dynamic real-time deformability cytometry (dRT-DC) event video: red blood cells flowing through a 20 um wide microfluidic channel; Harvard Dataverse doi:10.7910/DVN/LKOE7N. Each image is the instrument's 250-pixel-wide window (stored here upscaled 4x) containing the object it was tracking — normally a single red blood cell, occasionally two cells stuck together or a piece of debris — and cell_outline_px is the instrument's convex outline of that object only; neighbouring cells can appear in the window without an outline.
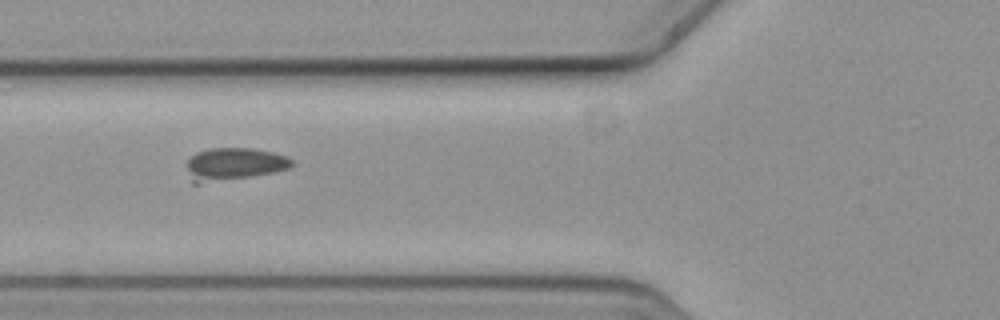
{"species": "common noctule bat (a hibernating species)", "species_latin": "Nyctalus noctula", "temperature_condition": "cold", "stored_images_in_passage": 6, "camera_frame_rate_fps": 3000, "um_per_image_px": 0.085, "animal": {"sex": "female", "body_mass_g": 19.3, "forearm_length_mm": 54.1}, "frame": {"image": 1, "passage_image": 4, "time_ms": 1.0, "image_size_px": [1000, 320], "cell_outline_px": [[292, 168], [272, 172], [248, 176], [196, 184], [192, 184], [188, 168], [188, 160], [196, 152], [208, 148], [252, 148], [272, 152], [288, 156], [292, 160]], "centroid_in_image_um": [19.89, 13.93], "position_along_channel_um": 105.9, "area_um2": 19.65}}
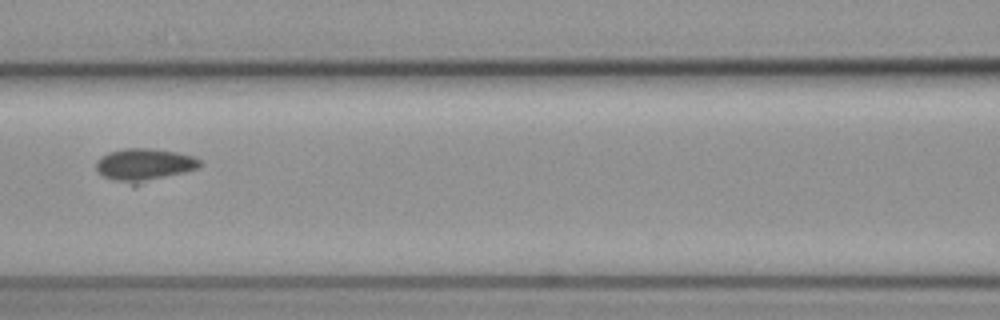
{"frame": {"image": 2, "passage_image": 5, "time_ms": 1.333, "image_size_px": [1000, 320], "cell_outline_px": [[204, 164], [200, 168], [188, 172], [132, 188], [104, 176], [96, 172], [96, 160], [100, 156], [108, 152], [124, 148], [152, 148], [176, 152], [192, 156], [200, 160]], "centroid_in_image_um": [12.27, 14.06], "position_along_channel_um": 154.3, "area_um2": 20.87}}
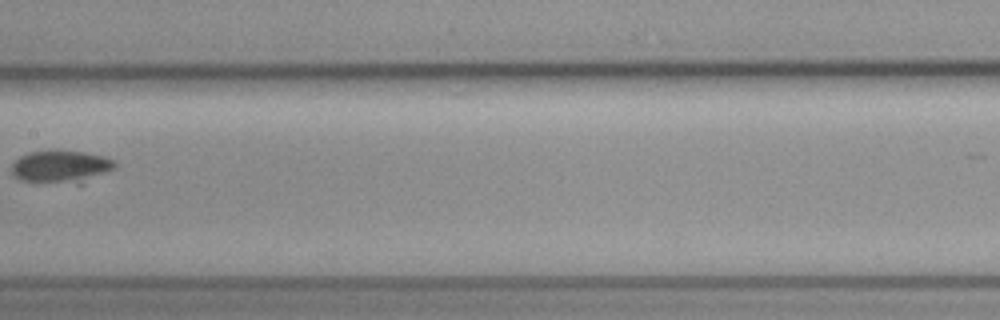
{"frame": {"image": 3, "passage_image": 6, "time_ms": 1.667, "image_size_px": [1000, 320], "cell_outline_px": [[116, 164], [112, 168], [80, 184], [76, 184], [20, 180], [12, 172], [12, 164], [20, 156], [28, 152], [84, 152], [104, 156], [112, 160]], "centroid_in_image_um": [5.15, 14.18], "position_along_channel_um": 202.2, "area_um2": 18.9}}